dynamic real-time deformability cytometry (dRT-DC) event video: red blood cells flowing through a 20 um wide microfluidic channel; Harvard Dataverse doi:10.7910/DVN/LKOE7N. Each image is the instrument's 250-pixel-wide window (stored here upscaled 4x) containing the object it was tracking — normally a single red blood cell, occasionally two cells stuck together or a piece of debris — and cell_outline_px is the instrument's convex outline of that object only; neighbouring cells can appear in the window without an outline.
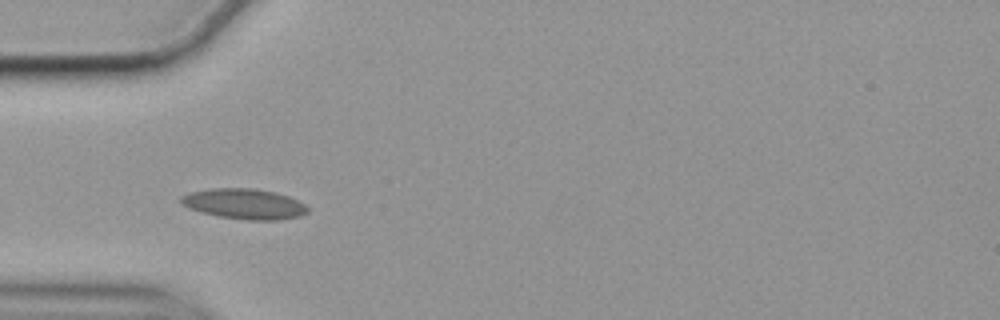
{"species": "common noctule bat (a hibernating species)", "species_latin": "Nyctalus noctula", "temperature_condition": "cold", "stored_images_in_passage": 40, "camera_frame_rate_fps": 3000, "um_per_image_px": 0.085, "animal": {"sex": "female", "body_mass_g": 19.9}, "frame": {"image": 1, "passage_image": 1, "time_ms": 0.0, "image_size_px": [1000, 320], "cell_outline_px": [[308, 212], [300, 216], [280, 220], [248, 220], [216, 216], [200, 212], [188, 208], [180, 204], [180, 196], [192, 192], [212, 188], [248, 188], [272, 192], [288, 196], [304, 204], [308, 208]], "centroid_in_image_um": [20.73, 17.34], "position_along_channel_um": 64.3, "area_um2": 22.37}}
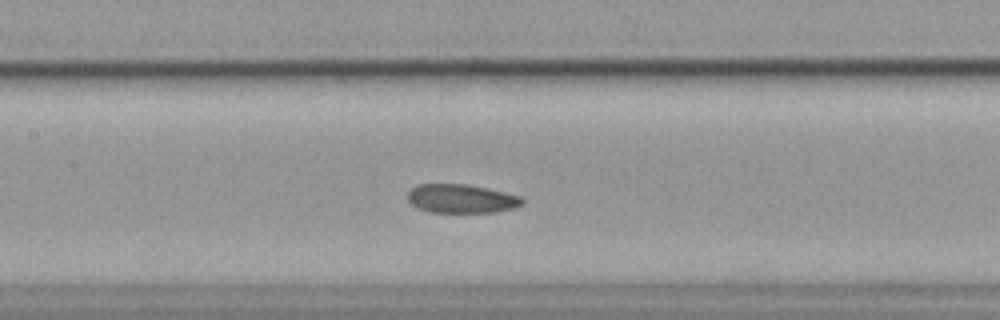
{"frame": {"image": 2, "passage_image": 10, "time_ms": 3.0, "image_size_px": [1000, 320], "cell_outline_px": [[524, 204], [512, 208], [496, 212], [428, 212], [416, 208], [408, 200], [408, 192], [416, 184], [468, 184], [488, 188], [520, 196], [524, 200]], "centroid_in_image_um": [39.2, 16.88], "position_along_channel_um": 168.2, "area_um2": 19.31}}
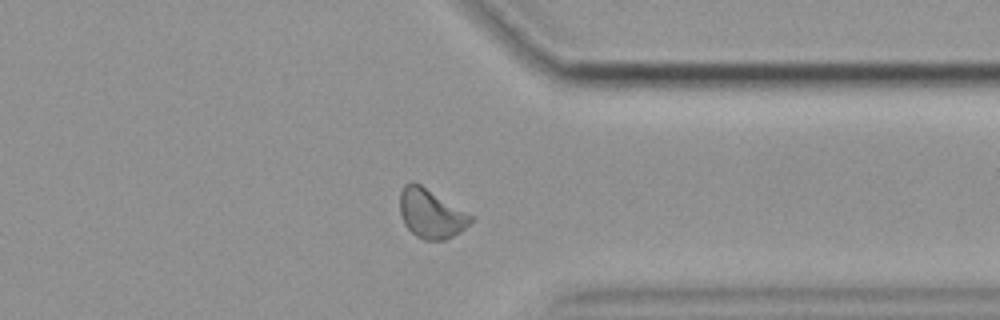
{"frame": {"image": 3, "passage_image": 28, "time_ms": 9.0, "image_size_px": [1000, 320], "cell_outline_px": [[472, 220], [460, 232], [444, 240], [424, 240], [416, 236], [404, 224], [400, 212], [400, 192], [404, 184], [412, 180], [420, 184], [472, 216]], "centroid_in_image_um": [36.58, 18.15], "position_along_channel_um": 374.8, "area_um2": 19.94}, "authors_computed_cell_mechanics": {"area_um2": 19.6809, "velocity_mm_per_s": 3.501, "shape_relaxation_time_tau1_ms": 10.5854, "shape_relaxation_time_tau2_ms": 3.0419, "deformation_change_tau1": 0.1255, "deformation_change_tau2": 0.0701}}